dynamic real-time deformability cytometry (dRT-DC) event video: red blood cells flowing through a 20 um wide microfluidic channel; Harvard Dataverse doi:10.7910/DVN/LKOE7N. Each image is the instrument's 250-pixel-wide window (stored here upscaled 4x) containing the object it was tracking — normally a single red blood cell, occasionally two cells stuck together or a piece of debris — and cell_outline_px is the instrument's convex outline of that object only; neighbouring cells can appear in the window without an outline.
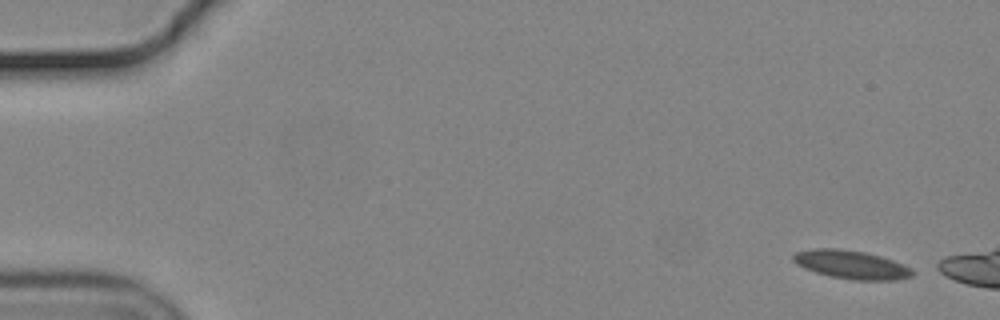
{"species": "common noctule bat (a hibernating species)", "species_latin": "Nyctalus noctula", "temperature_condition": "cold", "stored_images_in_passage": 9, "camera_frame_rate_fps": 3000, "um_per_image_px": 0.085, "animal": {"sex": "male", "body_mass_g": 19.2, "forearm_length_mm": 51.8}, "frame": {"image": 1, "passage_image": 1, "time_ms": 0.0, "image_size_px": [1000, 320], "cell_outline_px": [[912, 276], [896, 280], [852, 280], [832, 276], [816, 272], [804, 268], [796, 264], [792, 260], [792, 256], [796, 252], [816, 248], [836, 248], [864, 252], [880, 256], [904, 264], [912, 268]], "centroid_in_image_um": [72.35, 22.49], "position_along_channel_um": 12.6, "area_um2": 19.65}}